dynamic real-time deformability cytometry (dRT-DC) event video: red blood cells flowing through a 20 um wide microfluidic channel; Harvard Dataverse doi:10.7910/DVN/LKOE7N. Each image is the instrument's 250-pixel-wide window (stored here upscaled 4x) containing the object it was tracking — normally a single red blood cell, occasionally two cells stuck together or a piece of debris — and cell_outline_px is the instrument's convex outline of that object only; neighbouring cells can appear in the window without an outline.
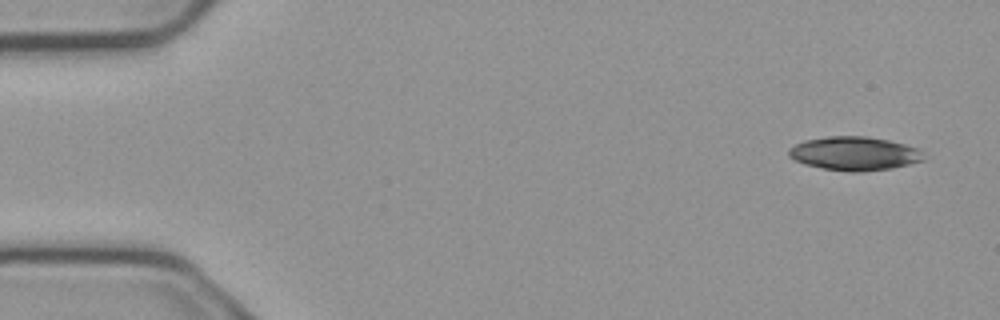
{"species": "common noctule bat (a hibernating species)", "species_latin": "Nyctalus noctula", "temperature_condition": "cold", "stored_images_in_passage": 5, "camera_frame_rate_fps": 3000, "um_per_image_px": 0.085, "animal": {"sex": "male", "body_mass_g": 23.1, "forearm_length_mm": 52.7}, "frame": {"image": 1, "passage_image": 1, "time_ms": 0.0, "image_size_px": [1000, 320], "cell_outline_px": [[924, 160], [892, 168], [864, 172], [852, 172], [824, 168], [804, 164], [788, 156], [788, 148], [804, 140], [828, 136], [868, 136], [888, 140], [904, 144], [916, 148], [920, 152]], "centroid_in_image_um": [72.58, 13.04], "position_along_channel_um": 12.4, "area_um2": 26.36}}
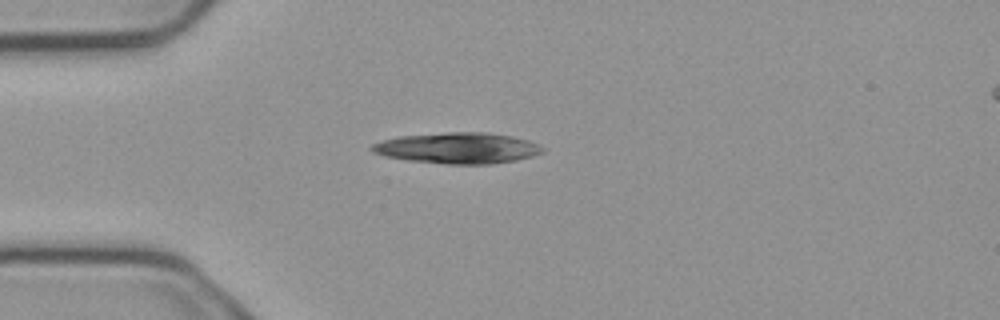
{"frame": {"image": 2, "passage_image": 4, "time_ms": 1.0, "image_size_px": [1000, 320], "cell_outline_px": [[544, 152], [532, 156], [516, 160], [492, 164], [448, 164], [408, 160], [384, 156], [372, 152], [368, 148], [372, 144], [384, 140], [400, 136], [448, 132], [484, 132], [512, 136], [528, 140], [544, 148]], "centroid_in_image_um": [38.9, 12.59], "position_along_channel_um": 46.1, "area_um2": 30.75}}